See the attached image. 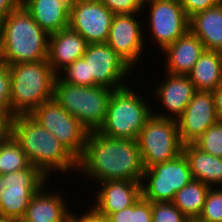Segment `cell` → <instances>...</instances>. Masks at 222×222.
I'll return each instance as SVG.
<instances>
[{
    "instance_id": "23",
    "label": "cell",
    "mask_w": 222,
    "mask_h": 222,
    "mask_svg": "<svg viewBox=\"0 0 222 222\" xmlns=\"http://www.w3.org/2000/svg\"><path fill=\"white\" fill-rule=\"evenodd\" d=\"M182 152L195 180L210 187H222V158L202 151L193 143L184 144Z\"/></svg>"
},
{
    "instance_id": "24",
    "label": "cell",
    "mask_w": 222,
    "mask_h": 222,
    "mask_svg": "<svg viewBox=\"0 0 222 222\" xmlns=\"http://www.w3.org/2000/svg\"><path fill=\"white\" fill-rule=\"evenodd\" d=\"M187 76L197 91H215L222 83V52L204 50Z\"/></svg>"
},
{
    "instance_id": "31",
    "label": "cell",
    "mask_w": 222,
    "mask_h": 222,
    "mask_svg": "<svg viewBox=\"0 0 222 222\" xmlns=\"http://www.w3.org/2000/svg\"><path fill=\"white\" fill-rule=\"evenodd\" d=\"M172 202H152V222H189Z\"/></svg>"
},
{
    "instance_id": "12",
    "label": "cell",
    "mask_w": 222,
    "mask_h": 222,
    "mask_svg": "<svg viewBox=\"0 0 222 222\" xmlns=\"http://www.w3.org/2000/svg\"><path fill=\"white\" fill-rule=\"evenodd\" d=\"M82 58L88 64L91 86L119 89L132 74L133 69L107 43L88 44Z\"/></svg>"
},
{
    "instance_id": "10",
    "label": "cell",
    "mask_w": 222,
    "mask_h": 222,
    "mask_svg": "<svg viewBox=\"0 0 222 222\" xmlns=\"http://www.w3.org/2000/svg\"><path fill=\"white\" fill-rule=\"evenodd\" d=\"M60 141L79 160L89 134L80 121L62 108L55 99L43 102L29 114Z\"/></svg>"
},
{
    "instance_id": "35",
    "label": "cell",
    "mask_w": 222,
    "mask_h": 222,
    "mask_svg": "<svg viewBox=\"0 0 222 222\" xmlns=\"http://www.w3.org/2000/svg\"><path fill=\"white\" fill-rule=\"evenodd\" d=\"M18 6L17 0H0V21Z\"/></svg>"
},
{
    "instance_id": "37",
    "label": "cell",
    "mask_w": 222,
    "mask_h": 222,
    "mask_svg": "<svg viewBox=\"0 0 222 222\" xmlns=\"http://www.w3.org/2000/svg\"><path fill=\"white\" fill-rule=\"evenodd\" d=\"M215 98L216 113L219 121H222V83L213 91Z\"/></svg>"
},
{
    "instance_id": "16",
    "label": "cell",
    "mask_w": 222,
    "mask_h": 222,
    "mask_svg": "<svg viewBox=\"0 0 222 222\" xmlns=\"http://www.w3.org/2000/svg\"><path fill=\"white\" fill-rule=\"evenodd\" d=\"M101 187L90 208L99 216L107 218L111 213L133 205L141 196V181L115 180L98 183Z\"/></svg>"
},
{
    "instance_id": "32",
    "label": "cell",
    "mask_w": 222,
    "mask_h": 222,
    "mask_svg": "<svg viewBox=\"0 0 222 222\" xmlns=\"http://www.w3.org/2000/svg\"><path fill=\"white\" fill-rule=\"evenodd\" d=\"M115 15L145 13L143 0H99Z\"/></svg>"
},
{
    "instance_id": "44",
    "label": "cell",
    "mask_w": 222,
    "mask_h": 222,
    "mask_svg": "<svg viewBox=\"0 0 222 222\" xmlns=\"http://www.w3.org/2000/svg\"><path fill=\"white\" fill-rule=\"evenodd\" d=\"M189 222H199V221L196 219V220H189Z\"/></svg>"
},
{
    "instance_id": "29",
    "label": "cell",
    "mask_w": 222,
    "mask_h": 222,
    "mask_svg": "<svg viewBox=\"0 0 222 222\" xmlns=\"http://www.w3.org/2000/svg\"><path fill=\"white\" fill-rule=\"evenodd\" d=\"M199 222H222V187H211L207 193Z\"/></svg>"
},
{
    "instance_id": "45",
    "label": "cell",
    "mask_w": 222,
    "mask_h": 222,
    "mask_svg": "<svg viewBox=\"0 0 222 222\" xmlns=\"http://www.w3.org/2000/svg\"><path fill=\"white\" fill-rule=\"evenodd\" d=\"M0 63H2V59H1V48H0Z\"/></svg>"
},
{
    "instance_id": "36",
    "label": "cell",
    "mask_w": 222,
    "mask_h": 222,
    "mask_svg": "<svg viewBox=\"0 0 222 222\" xmlns=\"http://www.w3.org/2000/svg\"><path fill=\"white\" fill-rule=\"evenodd\" d=\"M11 117L0 113V143L10 135Z\"/></svg>"
},
{
    "instance_id": "18",
    "label": "cell",
    "mask_w": 222,
    "mask_h": 222,
    "mask_svg": "<svg viewBox=\"0 0 222 222\" xmlns=\"http://www.w3.org/2000/svg\"><path fill=\"white\" fill-rule=\"evenodd\" d=\"M88 43L82 35L65 28L49 34L47 62L58 75L62 69L82 58Z\"/></svg>"
},
{
    "instance_id": "33",
    "label": "cell",
    "mask_w": 222,
    "mask_h": 222,
    "mask_svg": "<svg viewBox=\"0 0 222 222\" xmlns=\"http://www.w3.org/2000/svg\"><path fill=\"white\" fill-rule=\"evenodd\" d=\"M10 84L9 66L0 63V113L10 116Z\"/></svg>"
},
{
    "instance_id": "1",
    "label": "cell",
    "mask_w": 222,
    "mask_h": 222,
    "mask_svg": "<svg viewBox=\"0 0 222 222\" xmlns=\"http://www.w3.org/2000/svg\"><path fill=\"white\" fill-rule=\"evenodd\" d=\"M78 171L100 183L141 181L145 168L136 140L110 138L98 131H90L83 155L78 160Z\"/></svg>"
},
{
    "instance_id": "6",
    "label": "cell",
    "mask_w": 222,
    "mask_h": 222,
    "mask_svg": "<svg viewBox=\"0 0 222 222\" xmlns=\"http://www.w3.org/2000/svg\"><path fill=\"white\" fill-rule=\"evenodd\" d=\"M139 95L127 85L113 90L106 119L98 132L110 138L136 140L152 116V107Z\"/></svg>"
},
{
    "instance_id": "7",
    "label": "cell",
    "mask_w": 222,
    "mask_h": 222,
    "mask_svg": "<svg viewBox=\"0 0 222 222\" xmlns=\"http://www.w3.org/2000/svg\"><path fill=\"white\" fill-rule=\"evenodd\" d=\"M37 167L30 165L20 171L0 174V219L20 222L32 196L48 180Z\"/></svg>"
},
{
    "instance_id": "34",
    "label": "cell",
    "mask_w": 222,
    "mask_h": 222,
    "mask_svg": "<svg viewBox=\"0 0 222 222\" xmlns=\"http://www.w3.org/2000/svg\"><path fill=\"white\" fill-rule=\"evenodd\" d=\"M188 18L203 11L202 0H179Z\"/></svg>"
},
{
    "instance_id": "39",
    "label": "cell",
    "mask_w": 222,
    "mask_h": 222,
    "mask_svg": "<svg viewBox=\"0 0 222 222\" xmlns=\"http://www.w3.org/2000/svg\"><path fill=\"white\" fill-rule=\"evenodd\" d=\"M78 216L73 211V215L66 222H87V212L82 214V216Z\"/></svg>"
},
{
    "instance_id": "30",
    "label": "cell",
    "mask_w": 222,
    "mask_h": 222,
    "mask_svg": "<svg viewBox=\"0 0 222 222\" xmlns=\"http://www.w3.org/2000/svg\"><path fill=\"white\" fill-rule=\"evenodd\" d=\"M63 71V72H62ZM64 73L62 75V73ZM57 75L62 81L72 85L91 86V77H89L88 64L83 58L75 60L66 66Z\"/></svg>"
},
{
    "instance_id": "14",
    "label": "cell",
    "mask_w": 222,
    "mask_h": 222,
    "mask_svg": "<svg viewBox=\"0 0 222 222\" xmlns=\"http://www.w3.org/2000/svg\"><path fill=\"white\" fill-rule=\"evenodd\" d=\"M138 14L114 15L106 42L132 69L142 56L146 39Z\"/></svg>"
},
{
    "instance_id": "22",
    "label": "cell",
    "mask_w": 222,
    "mask_h": 222,
    "mask_svg": "<svg viewBox=\"0 0 222 222\" xmlns=\"http://www.w3.org/2000/svg\"><path fill=\"white\" fill-rule=\"evenodd\" d=\"M189 30L201 40L205 50L222 52V5L191 16Z\"/></svg>"
},
{
    "instance_id": "19",
    "label": "cell",
    "mask_w": 222,
    "mask_h": 222,
    "mask_svg": "<svg viewBox=\"0 0 222 222\" xmlns=\"http://www.w3.org/2000/svg\"><path fill=\"white\" fill-rule=\"evenodd\" d=\"M204 50L201 40L188 30L161 52L166 56V73L187 76Z\"/></svg>"
},
{
    "instance_id": "20",
    "label": "cell",
    "mask_w": 222,
    "mask_h": 222,
    "mask_svg": "<svg viewBox=\"0 0 222 222\" xmlns=\"http://www.w3.org/2000/svg\"><path fill=\"white\" fill-rule=\"evenodd\" d=\"M43 186L35 193L26 209L25 215L20 222H55L67 221L72 211L65 203L62 194L44 191ZM68 208V209H67Z\"/></svg>"
},
{
    "instance_id": "11",
    "label": "cell",
    "mask_w": 222,
    "mask_h": 222,
    "mask_svg": "<svg viewBox=\"0 0 222 222\" xmlns=\"http://www.w3.org/2000/svg\"><path fill=\"white\" fill-rule=\"evenodd\" d=\"M149 9V33L161 52L189 30L187 17L179 0H143V9Z\"/></svg>"
},
{
    "instance_id": "21",
    "label": "cell",
    "mask_w": 222,
    "mask_h": 222,
    "mask_svg": "<svg viewBox=\"0 0 222 222\" xmlns=\"http://www.w3.org/2000/svg\"><path fill=\"white\" fill-rule=\"evenodd\" d=\"M69 0H28L23 6L48 34L68 28Z\"/></svg>"
},
{
    "instance_id": "4",
    "label": "cell",
    "mask_w": 222,
    "mask_h": 222,
    "mask_svg": "<svg viewBox=\"0 0 222 222\" xmlns=\"http://www.w3.org/2000/svg\"><path fill=\"white\" fill-rule=\"evenodd\" d=\"M8 66L11 76V118L16 115H29L43 102L53 99L57 74L47 60Z\"/></svg>"
},
{
    "instance_id": "3",
    "label": "cell",
    "mask_w": 222,
    "mask_h": 222,
    "mask_svg": "<svg viewBox=\"0 0 222 222\" xmlns=\"http://www.w3.org/2000/svg\"><path fill=\"white\" fill-rule=\"evenodd\" d=\"M49 34L18 6L0 21L2 63L13 65L47 60Z\"/></svg>"
},
{
    "instance_id": "42",
    "label": "cell",
    "mask_w": 222,
    "mask_h": 222,
    "mask_svg": "<svg viewBox=\"0 0 222 222\" xmlns=\"http://www.w3.org/2000/svg\"><path fill=\"white\" fill-rule=\"evenodd\" d=\"M20 6H23L28 0H17Z\"/></svg>"
},
{
    "instance_id": "15",
    "label": "cell",
    "mask_w": 222,
    "mask_h": 222,
    "mask_svg": "<svg viewBox=\"0 0 222 222\" xmlns=\"http://www.w3.org/2000/svg\"><path fill=\"white\" fill-rule=\"evenodd\" d=\"M219 121L212 91H197L177 119L181 143L195 142L205 131Z\"/></svg>"
},
{
    "instance_id": "9",
    "label": "cell",
    "mask_w": 222,
    "mask_h": 222,
    "mask_svg": "<svg viewBox=\"0 0 222 222\" xmlns=\"http://www.w3.org/2000/svg\"><path fill=\"white\" fill-rule=\"evenodd\" d=\"M194 180L186 156L146 168L141 180L142 197L150 202H172L174 195Z\"/></svg>"
},
{
    "instance_id": "13",
    "label": "cell",
    "mask_w": 222,
    "mask_h": 222,
    "mask_svg": "<svg viewBox=\"0 0 222 222\" xmlns=\"http://www.w3.org/2000/svg\"><path fill=\"white\" fill-rule=\"evenodd\" d=\"M114 15L99 0H74L70 4L68 27L88 44L106 43Z\"/></svg>"
},
{
    "instance_id": "38",
    "label": "cell",
    "mask_w": 222,
    "mask_h": 222,
    "mask_svg": "<svg viewBox=\"0 0 222 222\" xmlns=\"http://www.w3.org/2000/svg\"><path fill=\"white\" fill-rule=\"evenodd\" d=\"M203 11L215 5H222V0H202Z\"/></svg>"
},
{
    "instance_id": "25",
    "label": "cell",
    "mask_w": 222,
    "mask_h": 222,
    "mask_svg": "<svg viewBox=\"0 0 222 222\" xmlns=\"http://www.w3.org/2000/svg\"><path fill=\"white\" fill-rule=\"evenodd\" d=\"M210 186L192 180L174 195L172 203L190 220H196L203 210Z\"/></svg>"
},
{
    "instance_id": "2",
    "label": "cell",
    "mask_w": 222,
    "mask_h": 222,
    "mask_svg": "<svg viewBox=\"0 0 222 222\" xmlns=\"http://www.w3.org/2000/svg\"><path fill=\"white\" fill-rule=\"evenodd\" d=\"M10 134L21 146L31 165L46 177L52 171L78 170V160L60 141L30 115H16L10 121Z\"/></svg>"
},
{
    "instance_id": "8",
    "label": "cell",
    "mask_w": 222,
    "mask_h": 222,
    "mask_svg": "<svg viewBox=\"0 0 222 222\" xmlns=\"http://www.w3.org/2000/svg\"><path fill=\"white\" fill-rule=\"evenodd\" d=\"M144 168L164 163L182 153L177 120L152 115L136 139Z\"/></svg>"
},
{
    "instance_id": "27",
    "label": "cell",
    "mask_w": 222,
    "mask_h": 222,
    "mask_svg": "<svg viewBox=\"0 0 222 222\" xmlns=\"http://www.w3.org/2000/svg\"><path fill=\"white\" fill-rule=\"evenodd\" d=\"M109 222H152V202L142 196L130 207L111 213Z\"/></svg>"
},
{
    "instance_id": "40",
    "label": "cell",
    "mask_w": 222,
    "mask_h": 222,
    "mask_svg": "<svg viewBox=\"0 0 222 222\" xmlns=\"http://www.w3.org/2000/svg\"><path fill=\"white\" fill-rule=\"evenodd\" d=\"M87 222H99V215L92 209H87Z\"/></svg>"
},
{
    "instance_id": "41",
    "label": "cell",
    "mask_w": 222,
    "mask_h": 222,
    "mask_svg": "<svg viewBox=\"0 0 222 222\" xmlns=\"http://www.w3.org/2000/svg\"><path fill=\"white\" fill-rule=\"evenodd\" d=\"M99 222H109L105 217L99 216Z\"/></svg>"
},
{
    "instance_id": "5",
    "label": "cell",
    "mask_w": 222,
    "mask_h": 222,
    "mask_svg": "<svg viewBox=\"0 0 222 222\" xmlns=\"http://www.w3.org/2000/svg\"><path fill=\"white\" fill-rule=\"evenodd\" d=\"M112 92L113 89L100 85H72L56 76L53 98L90 132L98 131L104 124Z\"/></svg>"
},
{
    "instance_id": "43",
    "label": "cell",
    "mask_w": 222,
    "mask_h": 222,
    "mask_svg": "<svg viewBox=\"0 0 222 222\" xmlns=\"http://www.w3.org/2000/svg\"><path fill=\"white\" fill-rule=\"evenodd\" d=\"M0 222H18V221H14V220H2V219H0Z\"/></svg>"
},
{
    "instance_id": "26",
    "label": "cell",
    "mask_w": 222,
    "mask_h": 222,
    "mask_svg": "<svg viewBox=\"0 0 222 222\" xmlns=\"http://www.w3.org/2000/svg\"><path fill=\"white\" fill-rule=\"evenodd\" d=\"M30 165L21 146L11 134L8 135L0 143V174L24 170Z\"/></svg>"
},
{
    "instance_id": "17",
    "label": "cell",
    "mask_w": 222,
    "mask_h": 222,
    "mask_svg": "<svg viewBox=\"0 0 222 222\" xmlns=\"http://www.w3.org/2000/svg\"><path fill=\"white\" fill-rule=\"evenodd\" d=\"M163 81V82H162ZM160 81V85L152 91L154 97L162 102L168 113H155L152 115L159 118H170L177 120L184 112L185 108L192 100L197 90L188 76L173 75L166 73L165 80ZM162 82V83H161Z\"/></svg>"
},
{
    "instance_id": "28",
    "label": "cell",
    "mask_w": 222,
    "mask_h": 222,
    "mask_svg": "<svg viewBox=\"0 0 222 222\" xmlns=\"http://www.w3.org/2000/svg\"><path fill=\"white\" fill-rule=\"evenodd\" d=\"M193 144L208 154L222 158V121L210 126Z\"/></svg>"
}]
</instances>
